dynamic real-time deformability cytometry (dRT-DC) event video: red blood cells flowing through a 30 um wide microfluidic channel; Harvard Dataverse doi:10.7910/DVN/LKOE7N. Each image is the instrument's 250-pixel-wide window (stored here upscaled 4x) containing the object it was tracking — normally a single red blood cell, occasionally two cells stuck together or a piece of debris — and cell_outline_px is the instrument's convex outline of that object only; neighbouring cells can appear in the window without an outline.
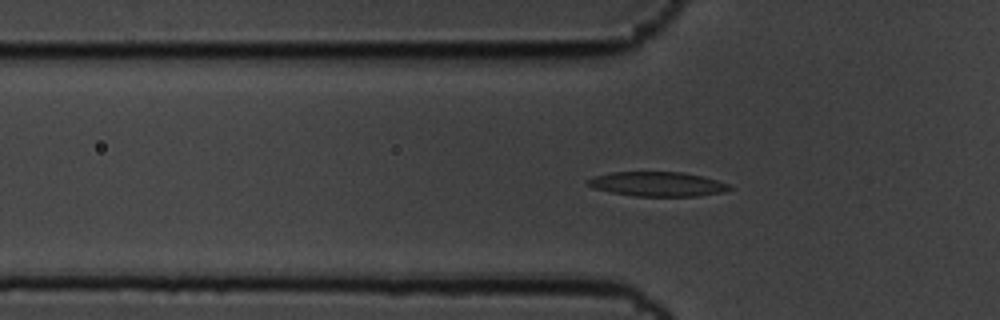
{"species": "common noctule bat (a hibernating species)", "species_latin": "Nyctalus noctula", "temperature_condition": "cold", "stored_images_in_passage": 46, "camera_frame_rate_fps": 3000, "um_per_image_px": 0.085, "animal": {"sex": "male", "body_mass_g": 19.5, "forearm_length_mm": 54.6}, "frame": {"image": 1, "passage_image": 7, "time_ms": 2.0, "image_size_px": [1000, 320], "cell_outline_px": [[732, 188], [724, 192], [696, 196], [636, 196], [612, 192], [592, 188], [584, 180], [596, 176], [612, 172], [684, 172], [704, 176], [728, 184]], "centroid_in_image_um": [55.88, 15.64], "position_along_channel_um": 69.9, "area_um2": 20.17}}
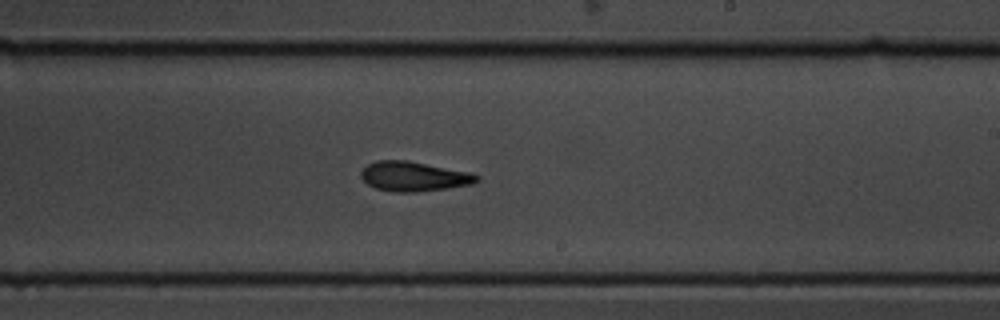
{"frame": {"image": 2, "passage_image": 23, "time_ms": 7.333, "image_size_px": [1000, 320], "cell_outline_px": [[480, 180], [472, 184], [416, 192], [396, 192], [376, 188], [368, 184], [360, 176], [360, 172], [368, 164], [376, 160], [408, 160], [472, 172], [480, 176]], "centroid_in_image_um": [35.2, 14.98], "position_along_channel_um": 253.8, "area_um2": 20.06}}
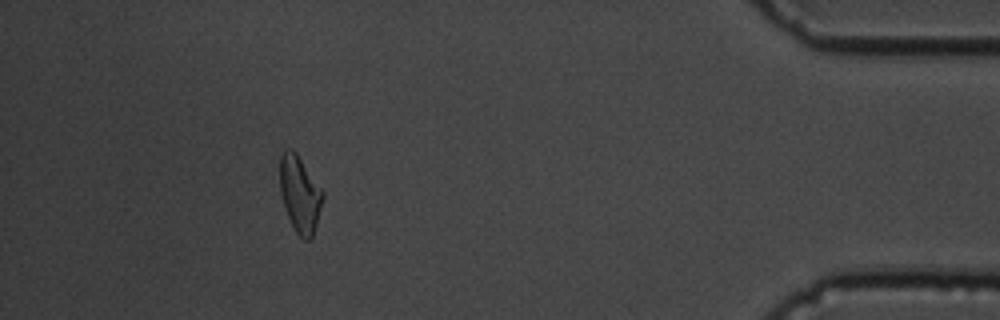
{"frame": {"image": 3, "passage_image": 41, "time_ms": 13.333, "image_size_px": [1000, 320], "cell_outline_px": [[324, 196], [316, 224], [312, 236], [308, 240], [304, 240], [296, 232], [288, 216], [280, 192], [280, 156], [284, 148], [292, 148], [296, 152], [324, 192]], "centroid_in_image_um": [25.48, 16.45], "position_along_channel_um": 409.7, "area_um2": 18.9}, "authors_computed_cell_mechanics": {"area_um2": 19.7387, "velocity_mm_per_s": 3.4533, "shape_relaxation_time_tau1_ms": 3.1765, "shape_relaxation_time_tau2_ms": 2.6152, "deformation_change_tau1": 0.1257, "deformation_change_tau2": 0.0943}}